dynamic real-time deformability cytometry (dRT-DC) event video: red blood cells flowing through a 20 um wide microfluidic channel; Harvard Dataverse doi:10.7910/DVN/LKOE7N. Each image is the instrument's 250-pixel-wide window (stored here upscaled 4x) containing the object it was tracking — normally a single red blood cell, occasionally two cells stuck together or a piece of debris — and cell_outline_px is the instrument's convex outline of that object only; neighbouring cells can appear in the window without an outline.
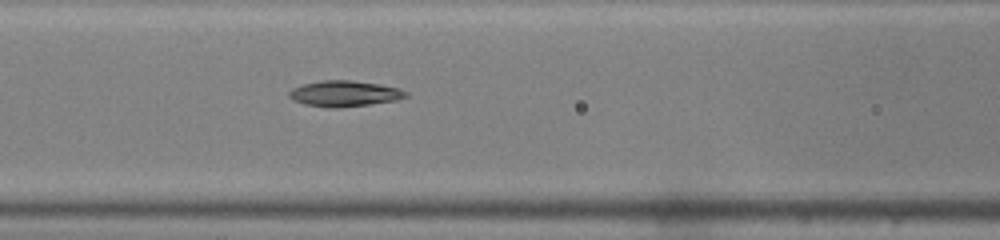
{"species": "common noctule bat (a hibernating species)", "species_latin": "Nyctalus noctula", "temperature_condition": "warm", "stored_images_in_passage": 15, "camera_frame_rate_fps": 3000, "um_per_image_px": 0.085, "animal": {"sex": "male", "body_mass_g": 19.0, "forearm_length_mm": 50.8}, "frame": {"image": 1, "passage_image": 11, "time_ms": 3.333, "image_size_px": [1000, 240], "cell_outline_px": [[408, 96], [396, 100], [368, 104], [336, 108], [328, 108], [304, 104], [292, 100], [288, 96], [288, 92], [292, 88], [304, 84], [320, 80], [352, 80], [400, 88], [408, 92]], "centroid_in_image_um": [29.24, 7.95], "position_along_channel_um": 137.4, "area_um2": 17.57}}